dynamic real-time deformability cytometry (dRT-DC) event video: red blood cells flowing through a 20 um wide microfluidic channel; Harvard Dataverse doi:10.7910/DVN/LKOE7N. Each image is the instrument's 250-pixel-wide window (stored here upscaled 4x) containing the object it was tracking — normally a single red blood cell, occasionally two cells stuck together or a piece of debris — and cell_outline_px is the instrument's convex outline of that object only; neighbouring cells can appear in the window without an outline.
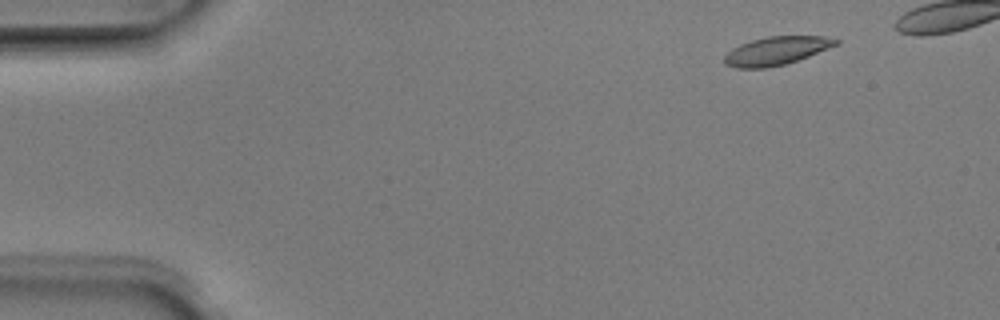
{"species": "Egyptian fruit bat (a non-hibernating species)", "species_latin": "Rousettus aegyptiacus", "temperature_condition": "room temperature", "stored_images_in_passage": 45, "camera_frame_rate_fps": 3000, "um_per_image_px": 0.085, "animal": {"sex": "male"}, "frame": {"image": 1, "passage_image": 5, "time_ms": 1.333, "image_size_px": [1000, 320], "cell_outline_px": [[840, 44], [808, 56], [784, 64], [768, 68], [736, 68], [724, 64], [724, 56], [732, 48], [740, 44], [752, 40], [768, 36], [824, 36], [840, 40]], "centroid_in_image_um": [65.99, 4.31], "position_along_channel_um": 19.0, "area_um2": 18.38}}
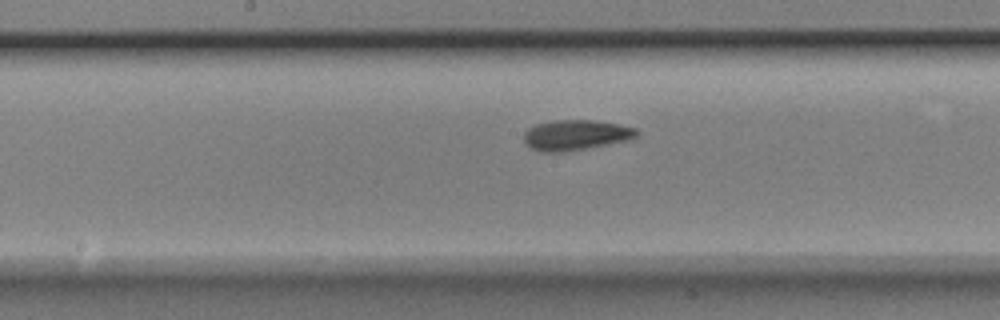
{"frame": {"image": 2, "passage_image": 26, "time_ms": 8.333, "image_size_px": [1000, 320], "cell_outline_px": [[640, 132], [636, 136], [628, 140], [564, 152], [540, 152], [524, 144], [524, 132], [528, 128], [536, 124], [556, 120], [592, 120], [616, 124], [636, 128]], "centroid_in_image_um": [48.9, 11.48], "position_along_channel_um": 199.3, "area_um2": 19.83}}
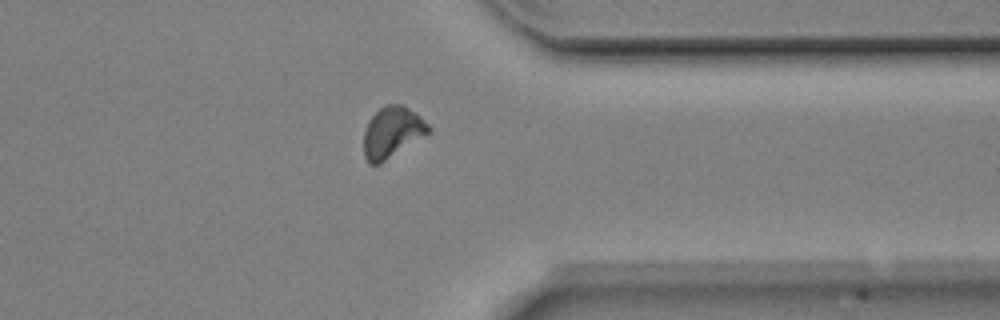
{"frame": {"image": 3, "passage_image": 40, "time_ms": 13.0, "image_size_px": [1000, 320], "cell_outline_px": [[432, 128], [428, 132], [380, 164], [368, 164], [364, 156], [364, 132], [368, 120], [384, 104], [404, 104], [416, 112]], "centroid_in_image_um": [33.31, 11.21], "position_along_channel_um": 378.1, "area_um2": 19.07}}